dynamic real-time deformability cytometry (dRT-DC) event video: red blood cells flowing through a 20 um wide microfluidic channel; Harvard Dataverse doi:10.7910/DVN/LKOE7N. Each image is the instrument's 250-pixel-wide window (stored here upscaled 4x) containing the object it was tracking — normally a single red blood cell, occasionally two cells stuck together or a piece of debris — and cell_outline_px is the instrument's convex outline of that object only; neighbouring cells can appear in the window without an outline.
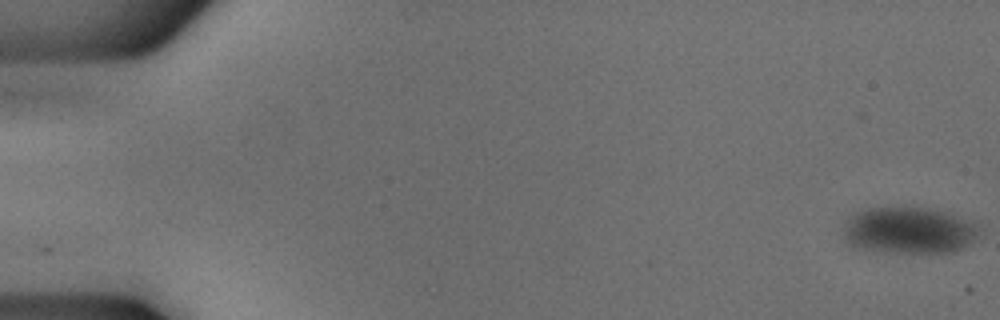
{"species": "common noctule bat (a hibernating species)", "species_latin": "Nyctalus noctula", "temperature_condition": "cold", "stored_images_in_passage": 10, "camera_frame_rate_fps": 3000, "um_per_image_px": 0.085, "animal": {"sex": "male", "body_mass_g": 18.8}, "frame": {"image": 1, "passage_image": 1, "time_ms": 0.0, "image_size_px": [1000, 320], "cell_outline_px": [[980, 224], [972, 240], [960, 248], [952, 252], [880, 252], [852, 248], [844, 240], [844, 220], [852, 212], [868, 208], [904, 204], [928, 208], [944, 212]], "centroid_in_image_um": [77.11, 19.54], "position_along_channel_um": 7.9, "area_um2": 37.74}}